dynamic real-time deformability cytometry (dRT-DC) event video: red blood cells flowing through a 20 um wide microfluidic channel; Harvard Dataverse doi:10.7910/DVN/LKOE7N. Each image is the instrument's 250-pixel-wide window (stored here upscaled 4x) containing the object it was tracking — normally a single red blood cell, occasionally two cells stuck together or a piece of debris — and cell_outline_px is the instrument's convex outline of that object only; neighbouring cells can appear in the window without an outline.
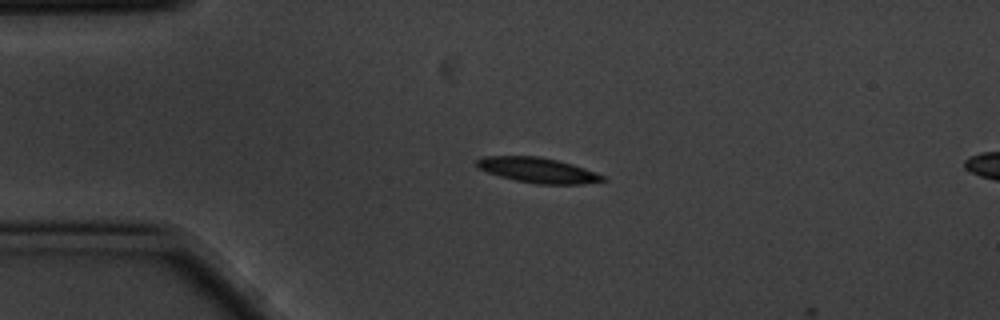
{"species": "common noctule bat (a hibernating species)", "species_latin": "Nyctalus noctula", "temperature_condition": "cold", "stored_images_in_passage": 3, "camera_frame_rate_fps": 3000, "um_per_image_px": 0.085, "animal": {"sex": "male", "body_mass_g": 20.1, "forearm_length_mm": 53.5}, "frame": {"image": 1, "passage_image": 1, "time_ms": 0.0, "image_size_px": [1000, 320], "cell_outline_px": [[608, 180], [580, 184], [536, 184], [516, 180], [500, 176], [488, 172], [480, 168], [476, 164], [476, 160], [480, 156], [540, 156], [572, 164], [584, 168], [604, 176]], "centroid_in_image_um": [45.7, 14.46], "position_along_channel_um": 39.3, "area_um2": 18.32}}